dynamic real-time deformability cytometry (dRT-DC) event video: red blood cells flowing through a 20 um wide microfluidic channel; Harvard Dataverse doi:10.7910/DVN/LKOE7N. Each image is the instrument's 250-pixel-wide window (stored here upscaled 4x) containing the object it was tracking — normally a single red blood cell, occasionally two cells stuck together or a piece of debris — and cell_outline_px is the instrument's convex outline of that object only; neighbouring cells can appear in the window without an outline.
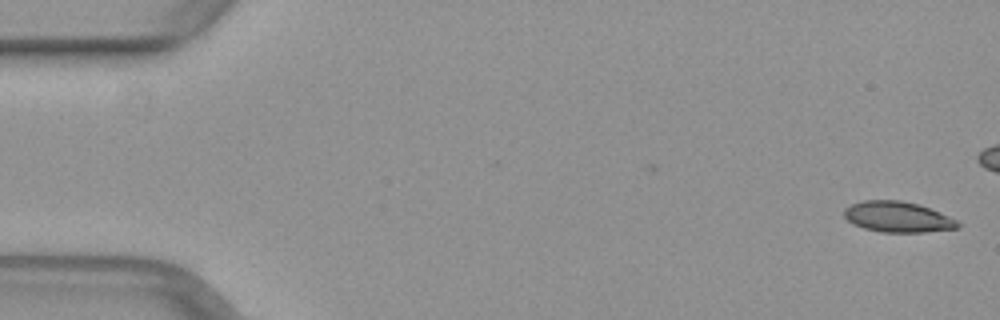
{"species": "common noctule bat (a hibernating species)", "species_latin": "Nyctalus noctula", "temperature_condition": "warm", "stored_images_in_passage": 41, "camera_frame_rate_fps": 3000, "um_per_image_px": 0.085, "animal": {"sex": "female", "body_mass_g": 29.2, "forearm_length_mm": 56.3}, "frame": {"image": 1, "passage_image": 1, "time_ms": 0.0, "image_size_px": [1000, 320], "cell_outline_px": [[960, 228], [924, 232], [880, 232], [864, 228], [852, 224], [844, 216], [844, 208], [852, 204], [864, 200], [900, 200], [920, 204], [940, 212], [956, 220], [960, 224]], "centroid_in_image_um": [76.3, 18.43], "position_along_channel_um": 8.7, "area_um2": 20.4}}
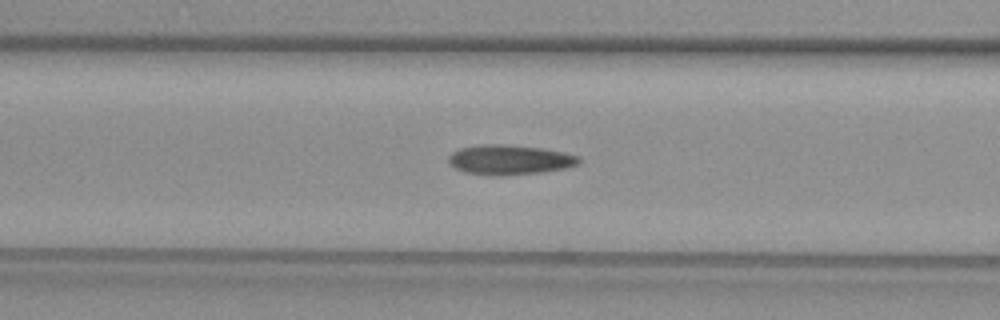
{"frame": {"image": 2, "passage_image": 20, "time_ms": 6.333, "image_size_px": [1000, 320], "cell_outline_px": [[580, 164], [568, 168], [540, 172], [500, 176], [492, 176], [464, 172], [456, 168], [448, 160], [448, 156], [452, 152], [460, 148], [484, 144], [500, 144], [540, 148], [564, 152], [580, 156]], "centroid_in_image_um": [43.34, 13.59], "position_along_channel_um": 123.3, "area_um2": 22.66}}
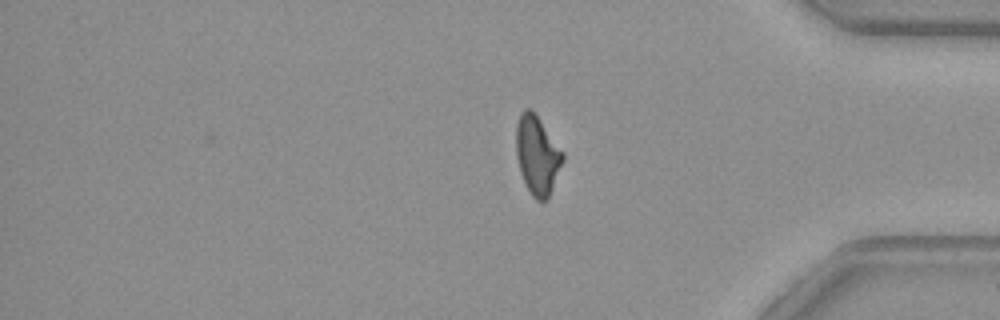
{"frame": {"image": 3, "passage_image": 41, "time_ms": 13.333, "image_size_px": [1000, 320], "cell_outline_px": [[564, 160], [548, 200], [536, 200], [532, 196], [520, 172], [516, 156], [516, 124], [520, 112], [524, 108], [532, 108], [564, 152]], "centroid_in_image_um": [45.67, 13.15], "position_along_channel_um": 389.5, "area_um2": 21.68}}